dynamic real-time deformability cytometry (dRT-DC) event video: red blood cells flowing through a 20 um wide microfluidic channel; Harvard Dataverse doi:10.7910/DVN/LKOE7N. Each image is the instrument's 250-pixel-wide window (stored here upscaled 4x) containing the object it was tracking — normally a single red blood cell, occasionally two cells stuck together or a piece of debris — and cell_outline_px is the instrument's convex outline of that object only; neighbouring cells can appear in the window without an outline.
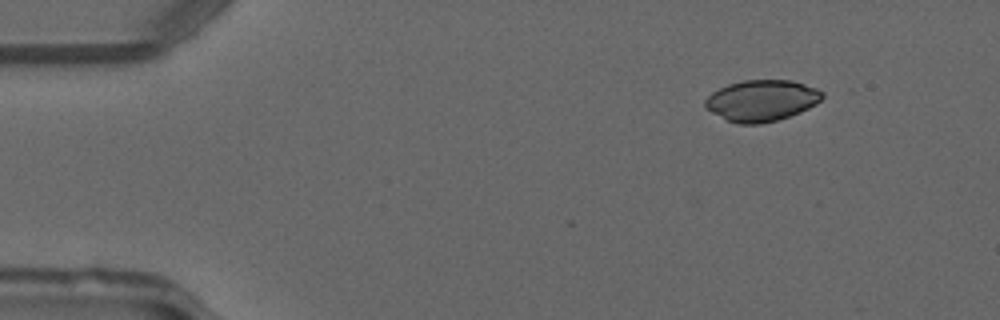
{"species": "common noctule bat (a hibernating species)", "species_latin": "Nyctalus noctula", "temperature_condition": "warm", "stored_images_in_passage": 50, "camera_frame_rate_fps": 3000, "um_per_image_px": 0.085, "animal": {"sex": "male", "forearm_length_mm": 52.5}, "frame": {"image": 1, "passage_image": 6, "time_ms": 1.667, "image_size_px": [1000, 320], "cell_outline_px": [[824, 96], [816, 104], [800, 112], [776, 120], [760, 124], [740, 124], [728, 120], [704, 108], [704, 100], [712, 92], [728, 84], [744, 80], [792, 80], [816, 88], [824, 92]], "centroid_in_image_um": [64.74, 8.54], "position_along_channel_um": 20.3, "area_um2": 28.03}}
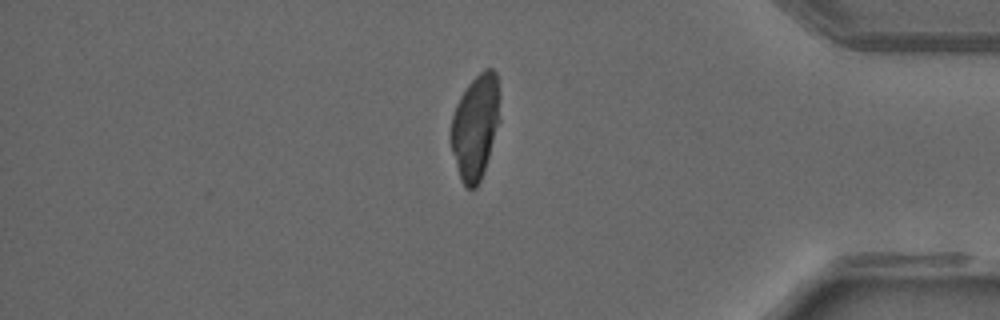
{"frame": {"image": 2, "passage_image": 42, "time_ms": 13.667, "image_size_px": [1000, 320], "cell_outline_px": [[500, 120], [480, 180], [476, 188], [468, 188], [460, 180], [452, 152], [452, 116], [456, 104], [460, 96], [468, 84], [484, 68], [492, 68], [496, 72], [500, 96]], "centroid_in_image_um": [40.43, 10.72], "position_along_channel_um": 394.8, "area_um2": 29.65}}
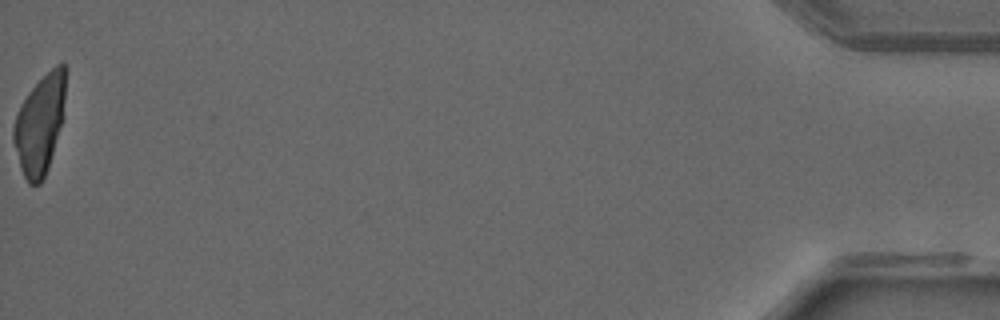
{"frame": {"image": 3, "passage_image": 50, "time_ms": 16.333, "image_size_px": [1000, 320], "cell_outline_px": [[68, 68], [64, 116], [48, 168], [40, 184], [28, 184], [20, 168], [12, 140], [12, 128], [20, 104], [28, 92], [56, 64], [64, 64]], "centroid_in_image_um": [3.41, 10.52], "position_along_channel_um": 431.8, "area_um2": 30.52}}